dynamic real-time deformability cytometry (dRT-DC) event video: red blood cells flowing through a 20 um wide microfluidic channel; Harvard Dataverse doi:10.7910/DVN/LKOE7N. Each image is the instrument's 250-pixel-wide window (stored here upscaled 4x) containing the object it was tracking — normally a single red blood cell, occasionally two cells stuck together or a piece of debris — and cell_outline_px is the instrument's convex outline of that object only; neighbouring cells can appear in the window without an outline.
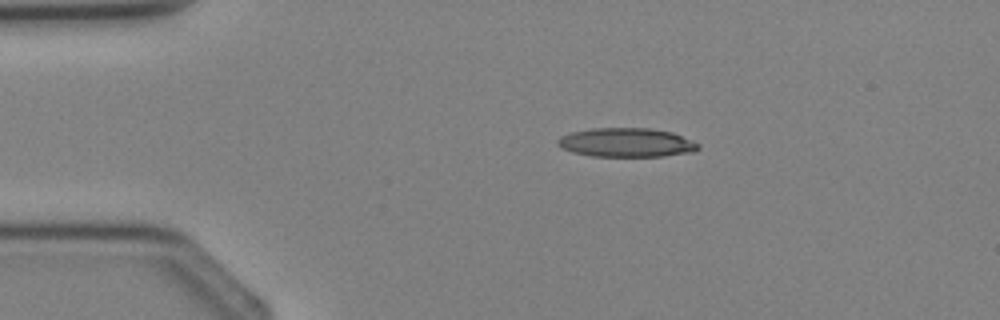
{"species": "Egyptian fruit bat (a non-hibernating species)", "species_latin": "Rousettus aegyptiacus", "temperature_condition": "cold", "stored_images_in_passage": 3, "camera_frame_rate_fps": 3000, "um_per_image_px": 0.085, "animal": {"sex": "female"}, "frame": {"image": 1, "passage_image": 1, "time_ms": 0.0, "image_size_px": [1000, 320], "cell_outline_px": [[700, 148], [696, 152], [664, 156], [592, 156], [572, 152], [556, 144], [556, 140], [560, 136], [572, 132], [592, 128], [648, 128], [672, 132], [692, 140], [700, 144]], "centroid_in_image_um": [53.28, 12.12], "position_along_channel_um": 31.7, "area_um2": 23.87}}
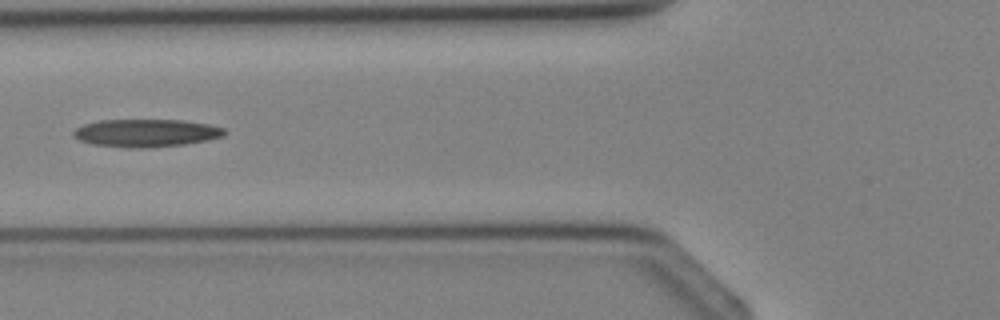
{"frame": {"image": 2, "passage_image": 3, "time_ms": 2.333, "image_size_px": [1000, 320], "cell_outline_px": [[228, 132], [224, 136], [208, 140], [184, 144], [148, 148], [128, 148], [92, 144], [80, 140], [72, 136], [72, 132], [76, 128], [84, 124], [100, 120], [184, 120], [208, 124], [224, 128]], "centroid_in_image_um": [12.43, 11.3], "position_along_channel_um": 113.4, "area_um2": 24.62}}